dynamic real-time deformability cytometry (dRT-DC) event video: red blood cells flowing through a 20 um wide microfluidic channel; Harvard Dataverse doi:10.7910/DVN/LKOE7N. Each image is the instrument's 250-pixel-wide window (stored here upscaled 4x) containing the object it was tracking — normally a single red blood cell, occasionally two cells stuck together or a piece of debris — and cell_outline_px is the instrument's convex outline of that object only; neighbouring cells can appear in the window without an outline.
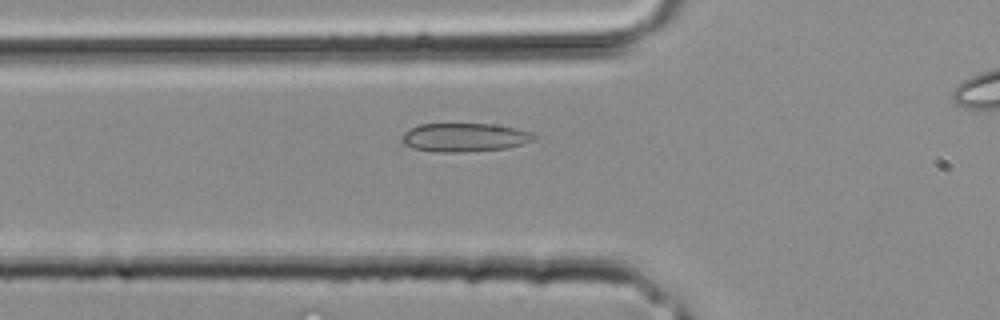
{"species": "common noctule bat (a hibernating species)", "species_latin": "Nyctalus noctula", "temperature_condition": "room temperature", "stored_images_in_passage": 23, "camera_frame_rate_fps": 3000, "um_per_image_px": 0.085, "animal": {"sex": "male", "body_mass_g": 20.4}, "frame": {"image": 1, "passage_image": 5, "time_ms": 1.333, "image_size_px": [1000, 320], "cell_outline_px": [[536, 136], [532, 140], [524, 144], [508, 148], [464, 152], [436, 152], [412, 148], [404, 144], [400, 140], [400, 136], [404, 132], [420, 124], [496, 124], [516, 128], [532, 132]], "centroid_in_image_um": [39.48, 11.68], "position_along_channel_um": 86.3, "area_um2": 22.2}}
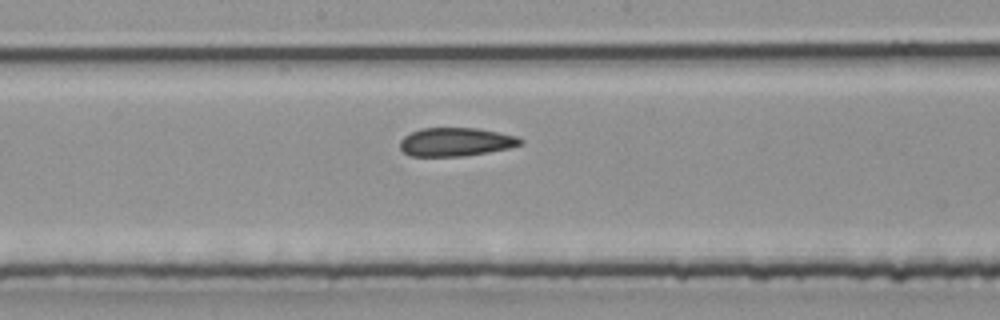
{"frame": {"image": 2, "passage_image": 11, "time_ms": 3.333, "image_size_px": [1000, 320], "cell_outline_px": [[524, 144], [508, 148], [488, 152], [464, 156], [408, 156], [400, 148], [400, 140], [404, 136], [420, 128], [480, 128], [520, 136], [524, 140]], "centroid_in_image_um": [38.79, 12.06], "position_along_channel_um": 209.4, "area_um2": 20.29}}
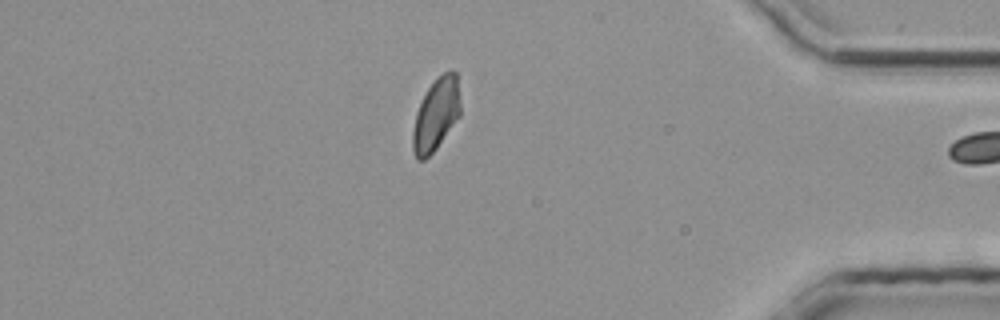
{"frame": {"image": 3, "passage_image": 22, "time_ms": 7.0, "image_size_px": [1000, 320], "cell_outline_px": [[460, 116], [436, 148], [424, 160], [416, 160], [412, 152], [412, 132], [416, 112], [428, 88], [444, 72], [452, 68], [456, 72], [460, 104]], "centroid_in_image_um": [37.05, 9.76], "position_along_channel_um": 398.1, "area_um2": 19.94}}